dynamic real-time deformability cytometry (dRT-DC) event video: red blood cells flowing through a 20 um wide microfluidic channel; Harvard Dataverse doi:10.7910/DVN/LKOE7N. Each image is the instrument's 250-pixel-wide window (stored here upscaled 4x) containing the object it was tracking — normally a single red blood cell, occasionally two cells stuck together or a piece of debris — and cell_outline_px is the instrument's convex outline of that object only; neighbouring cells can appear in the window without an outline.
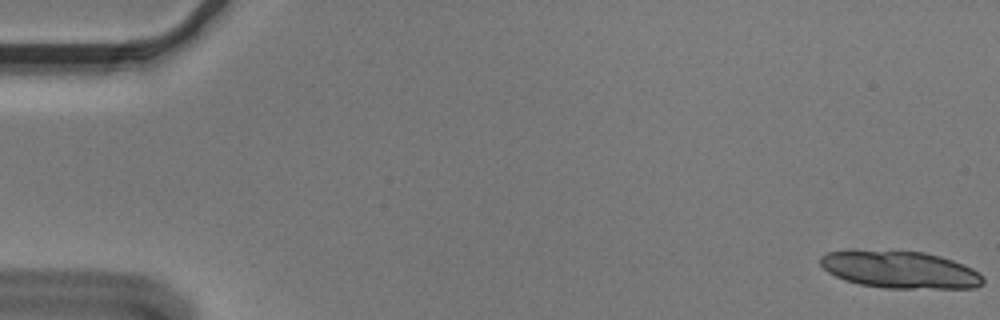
{"species": "Egyptian fruit bat (a non-hibernating species)", "species_latin": "Rousettus aegyptiacus", "temperature_condition": "cold", "stored_images_in_passage": 16, "camera_frame_rate_fps": 3000, "um_per_image_px": 0.085, "animal": {"sex": "male"}, "frame": {"image": 1, "passage_image": 1, "time_ms": 0.0, "image_size_px": [1000, 320], "cell_outline_px": [[984, 284], [976, 288], [884, 288], [860, 284], [844, 280], [828, 272], [820, 264], [820, 256], [828, 252], [924, 252], [940, 256], [964, 264], [980, 272], [984, 276]], "centroid_in_image_um": [76.59, 22.96], "position_along_channel_um": 8.4, "area_um2": 34.74}}